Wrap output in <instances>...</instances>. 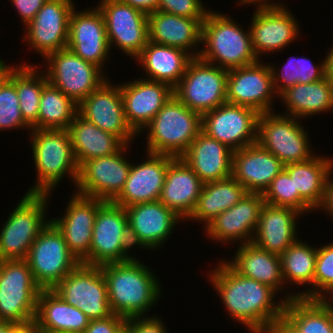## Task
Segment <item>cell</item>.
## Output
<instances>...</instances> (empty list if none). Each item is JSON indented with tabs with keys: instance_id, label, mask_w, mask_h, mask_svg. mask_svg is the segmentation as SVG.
I'll return each instance as SVG.
<instances>
[{
	"instance_id": "obj_53",
	"label": "cell",
	"mask_w": 333,
	"mask_h": 333,
	"mask_svg": "<svg viewBox=\"0 0 333 333\" xmlns=\"http://www.w3.org/2000/svg\"><path fill=\"white\" fill-rule=\"evenodd\" d=\"M333 170L330 173L328 183L326 186V194L322 206L319 208V211H323L326 215L328 214L333 219Z\"/></svg>"
},
{
	"instance_id": "obj_61",
	"label": "cell",
	"mask_w": 333,
	"mask_h": 333,
	"mask_svg": "<svg viewBox=\"0 0 333 333\" xmlns=\"http://www.w3.org/2000/svg\"><path fill=\"white\" fill-rule=\"evenodd\" d=\"M14 333H25V326L19 327Z\"/></svg>"
},
{
	"instance_id": "obj_26",
	"label": "cell",
	"mask_w": 333,
	"mask_h": 333,
	"mask_svg": "<svg viewBox=\"0 0 333 333\" xmlns=\"http://www.w3.org/2000/svg\"><path fill=\"white\" fill-rule=\"evenodd\" d=\"M145 154L141 162L132 163L125 186L113 201L115 204L126 208L160 199L167 167L175 157L149 152Z\"/></svg>"
},
{
	"instance_id": "obj_44",
	"label": "cell",
	"mask_w": 333,
	"mask_h": 333,
	"mask_svg": "<svg viewBox=\"0 0 333 333\" xmlns=\"http://www.w3.org/2000/svg\"><path fill=\"white\" fill-rule=\"evenodd\" d=\"M263 198L265 204L276 207H289L297 210L303 215L314 210L294 192L293 179L283 169L271 182L270 186L264 191Z\"/></svg>"
},
{
	"instance_id": "obj_38",
	"label": "cell",
	"mask_w": 333,
	"mask_h": 333,
	"mask_svg": "<svg viewBox=\"0 0 333 333\" xmlns=\"http://www.w3.org/2000/svg\"><path fill=\"white\" fill-rule=\"evenodd\" d=\"M248 191L234 178L203 184L195 209L186 221L203 224V230L219 214L237 204Z\"/></svg>"
},
{
	"instance_id": "obj_46",
	"label": "cell",
	"mask_w": 333,
	"mask_h": 333,
	"mask_svg": "<svg viewBox=\"0 0 333 333\" xmlns=\"http://www.w3.org/2000/svg\"><path fill=\"white\" fill-rule=\"evenodd\" d=\"M333 284V242L317 246L314 275V299Z\"/></svg>"
},
{
	"instance_id": "obj_4",
	"label": "cell",
	"mask_w": 333,
	"mask_h": 333,
	"mask_svg": "<svg viewBox=\"0 0 333 333\" xmlns=\"http://www.w3.org/2000/svg\"><path fill=\"white\" fill-rule=\"evenodd\" d=\"M201 46L198 57L222 69L231 70L258 61L249 27L243 29L232 16L219 11L207 12L202 22Z\"/></svg>"
},
{
	"instance_id": "obj_31",
	"label": "cell",
	"mask_w": 333,
	"mask_h": 333,
	"mask_svg": "<svg viewBox=\"0 0 333 333\" xmlns=\"http://www.w3.org/2000/svg\"><path fill=\"white\" fill-rule=\"evenodd\" d=\"M232 154L225 144L200 132L181 156L203 183L232 176Z\"/></svg>"
},
{
	"instance_id": "obj_6",
	"label": "cell",
	"mask_w": 333,
	"mask_h": 333,
	"mask_svg": "<svg viewBox=\"0 0 333 333\" xmlns=\"http://www.w3.org/2000/svg\"><path fill=\"white\" fill-rule=\"evenodd\" d=\"M52 194L25 193L0 228V260H25L32 243L49 223Z\"/></svg>"
},
{
	"instance_id": "obj_1",
	"label": "cell",
	"mask_w": 333,
	"mask_h": 333,
	"mask_svg": "<svg viewBox=\"0 0 333 333\" xmlns=\"http://www.w3.org/2000/svg\"><path fill=\"white\" fill-rule=\"evenodd\" d=\"M207 275L228 316L250 333H266L284 314L285 300L270 286L239 274L222 259Z\"/></svg>"
},
{
	"instance_id": "obj_43",
	"label": "cell",
	"mask_w": 333,
	"mask_h": 333,
	"mask_svg": "<svg viewBox=\"0 0 333 333\" xmlns=\"http://www.w3.org/2000/svg\"><path fill=\"white\" fill-rule=\"evenodd\" d=\"M284 315L301 333H333V312L316 299L296 297L286 301Z\"/></svg>"
},
{
	"instance_id": "obj_55",
	"label": "cell",
	"mask_w": 333,
	"mask_h": 333,
	"mask_svg": "<svg viewBox=\"0 0 333 333\" xmlns=\"http://www.w3.org/2000/svg\"><path fill=\"white\" fill-rule=\"evenodd\" d=\"M316 300L325 308L333 312V284L327 287Z\"/></svg>"
},
{
	"instance_id": "obj_14",
	"label": "cell",
	"mask_w": 333,
	"mask_h": 333,
	"mask_svg": "<svg viewBox=\"0 0 333 333\" xmlns=\"http://www.w3.org/2000/svg\"><path fill=\"white\" fill-rule=\"evenodd\" d=\"M96 6L105 20L110 51L117 48L134 60L149 41L148 14L121 0H100Z\"/></svg>"
},
{
	"instance_id": "obj_39",
	"label": "cell",
	"mask_w": 333,
	"mask_h": 333,
	"mask_svg": "<svg viewBox=\"0 0 333 333\" xmlns=\"http://www.w3.org/2000/svg\"><path fill=\"white\" fill-rule=\"evenodd\" d=\"M317 245H309L300 238L280 255L282 276L285 287L307 285V289L297 292V297L314 299V275ZM311 286V287H310Z\"/></svg>"
},
{
	"instance_id": "obj_25",
	"label": "cell",
	"mask_w": 333,
	"mask_h": 333,
	"mask_svg": "<svg viewBox=\"0 0 333 333\" xmlns=\"http://www.w3.org/2000/svg\"><path fill=\"white\" fill-rule=\"evenodd\" d=\"M125 119L138 135L173 96V89L158 81L142 77L120 84Z\"/></svg>"
},
{
	"instance_id": "obj_15",
	"label": "cell",
	"mask_w": 333,
	"mask_h": 333,
	"mask_svg": "<svg viewBox=\"0 0 333 333\" xmlns=\"http://www.w3.org/2000/svg\"><path fill=\"white\" fill-rule=\"evenodd\" d=\"M130 146L132 144H126L115 154L86 161L79 168V177L73 192L113 202L122 192L132 165L127 159Z\"/></svg>"
},
{
	"instance_id": "obj_21",
	"label": "cell",
	"mask_w": 333,
	"mask_h": 333,
	"mask_svg": "<svg viewBox=\"0 0 333 333\" xmlns=\"http://www.w3.org/2000/svg\"><path fill=\"white\" fill-rule=\"evenodd\" d=\"M109 79L78 104V114L100 129L119 136L126 144H132L139 136L126 122L120 85L112 84Z\"/></svg>"
},
{
	"instance_id": "obj_17",
	"label": "cell",
	"mask_w": 333,
	"mask_h": 333,
	"mask_svg": "<svg viewBox=\"0 0 333 333\" xmlns=\"http://www.w3.org/2000/svg\"><path fill=\"white\" fill-rule=\"evenodd\" d=\"M259 116L254 109L226 102L202 115L201 131L233 151L240 150L257 143Z\"/></svg>"
},
{
	"instance_id": "obj_54",
	"label": "cell",
	"mask_w": 333,
	"mask_h": 333,
	"mask_svg": "<svg viewBox=\"0 0 333 333\" xmlns=\"http://www.w3.org/2000/svg\"><path fill=\"white\" fill-rule=\"evenodd\" d=\"M121 1L149 14L157 10L160 0H121Z\"/></svg>"
},
{
	"instance_id": "obj_37",
	"label": "cell",
	"mask_w": 333,
	"mask_h": 333,
	"mask_svg": "<svg viewBox=\"0 0 333 333\" xmlns=\"http://www.w3.org/2000/svg\"><path fill=\"white\" fill-rule=\"evenodd\" d=\"M278 99L286 108L283 115L305 120L315 114L318 116L333 111V84L327 76L315 82L297 83Z\"/></svg>"
},
{
	"instance_id": "obj_41",
	"label": "cell",
	"mask_w": 333,
	"mask_h": 333,
	"mask_svg": "<svg viewBox=\"0 0 333 333\" xmlns=\"http://www.w3.org/2000/svg\"><path fill=\"white\" fill-rule=\"evenodd\" d=\"M78 114V104L49 82L43 87L39 114L32 129L67 130Z\"/></svg>"
},
{
	"instance_id": "obj_16",
	"label": "cell",
	"mask_w": 333,
	"mask_h": 333,
	"mask_svg": "<svg viewBox=\"0 0 333 333\" xmlns=\"http://www.w3.org/2000/svg\"><path fill=\"white\" fill-rule=\"evenodd\" d=\"M74 0H47L36 16L25 25L23 42L44 60L50 53L67 47Z\"/></svg>"
},
{
	"instance_id": "obj_7",
	"label": "cell",
	"mask_w": 333,
	"mask_h": 333,
	"mask_svg": "<svg viewBox=\"0 0 333 333\" xmlns=\"http://www.w3.org/2000/svg\"><path fill=\"white\" fill-rule=\"evenodd\" d=\"M41 287L25 260H0V319L34 324Z\"/></svg>"
},
{
	"instance_id": "obj_28",
	"label": "cell",
	"mask_w": 333,
	"mask_h": 333,
	"mask_svg": "<svg viewBox=\"0 0 333 333\" xmlns=\"http://www.w3.org/2000/svg\"><path fill=\"white\" fill-rule=\"evenodd\" d=\"M283 169L284 164L258 143L232 154V177L248 192L263 194Z\"/></svg>"
},
{
	"instance_id": "obj_9",
	"label": "cell",
	"mask_w": 333,
	"mask_h": 333,
	"mask_svg": "<svg viewBox=\"0 0 333 333\" xmlns=\"http://www.w3.org/2000/svg\"><path fill=\"white\" fill-rule=\"evenodd\" d=\"M132 248L126 209L105 201L98 208L93 227L90 266L130 260L135 257L130 253Z\"/></svg>"
},
{
	"instance_id": "obj_2",
	"label": "cell",
	"mask_w": 333,
	"mask_h": 333,
	"mask_svg": "<svg viewBox=\"0 0 333 333\" xmlns=\"http://www.w3.org/2000/svg\"><path fill=\"white\" fill-rule=\"evenodd\" d=\"M113 314L125 319L147 315L161 300L162 284L150 266L134 257L101 265ZM156 275V276H155Z\"/></svg>"
},
{
	"instance_id": "obj_19",
	"label": "cell",
	"mask_w": 333,
	"mask_h": 333,
	"mask_svg": "<svg viewBox=\"0 0 333 333\" xmlns=\"http://www.w3.org/2000/svg\"><path fill=\"white\" fill-rule=\"evenodd\" d=\"M125 209L133 248L153 253L171 239L175 226L183 221L159 200L135 204Z\"/></svg>"
},
{
	"instance_id": "obj_8",
	"label": "cell",
	"mask_w": 333,
	"mask_h": 333,
	"mask_svg": "<svg viewBox=\"0 0 333 333\" xmlns=\"http://www.w3.org/2000/svg\"><path fill=\"white\" fill-rule=\"evenodd\" d=\"M307 128L299 118L266 112L258 118L257 143L284 165L307 161L316 153Z\"/></svg>"
},
{
	"instance_id": "obj_5",
	"label": "cell",
	"mask_w": 333,
	"mask_h": 333,
	"mask_svg": "<svg viewBox=\"0 0 333 333\" xmlns=\"http://www.w3.org/2000/svg\"><path fill=\"white\" fill-rule=\"evenodd\" d=\"M202 116L174 94L141 131L146 132V152L181 157L201 132Z\"/></svg>"
},
{
	"instance_id": "obj_50",
	"label": "cell",
	"mask_w": 333,
	"mask_h": 333,
	"mask_svg": "<svg viewBox=\"0 0 333 333\" xmlns=\"http://www.w3.org/2000/svg\"><path fill=\"white\" fill-rule=\"evenodd\" d=\"M22 20V25H27L35 16L38 10L47 0H9Z\"/></svg>"
},
{
	"instance_id": "obj_20",
	"label": "cell",
	"mask_w": 333,
	"mask_h": 333,
	"mask_svg": "<svg viewBox=\"0 0 333 333\" xmlns=\"http://www.w3.org/2000/svg\"><path fill=\"white\" fill-rule=\"evenodd\" d=\"M64 215L50 221L58 228L70 252L85 265H90V247L98 208L105 202L73 193Z\"/></svg>"
},
{
	"instance_id": "obj_60",
	"label": "cell",
	"mask_w": 333,
	"mask_h": 333,
	"mask_svg": "<svg viewBox=\"0 0 333 333\" xmlns=\"http://www.w3.org/2000/svg\"><path fill=\"white\" fill-rule=\"evenodd\" d=\"M115 333H132L130 325L125 321Z\"/></svg>"
},
{
	"instance_id": "obj_49",
	"label": "cell",
	"mask_w": 333,
	"mask_h": 333,
	"mask_svg": "<svg viewBox=\"0 0 333 333\" xmlns=\"http://www.w3.org/2000/svg\"><path fill=\"white\" fill-rule=\"evenodd\" d=\"M125 321V318L116 314L102 319L90 320L84 333H115Z\"/></svg>"
},
{
	"instance_id": "obj_3",
	"label": "cell",
	"mask_w": 333,
	"mask_h": 333,
	"mask_svg": "<svg viewBox=\"0 0 333 333\" xmlns=\"http://www.w3.org/2000/svg\"><path fill=\"white\" fill-rule=\"evenodd\" d=\"M28 136L37 178L26 193L52 194L64 177L76 187L79 166L68 131L32 129Z\"/></svg>"
},
{
	"instance_id": "obj_13",
	"label": "cell",
	"mask_w": 333,
	"mask_h": 333,
	"mask_svg": "<svg viewBox=\"0 0 333 333\" xmlns=\"http://www.w3.org/2000/svg\"><path fill=\"white\" fill-rule=\"evenodd\" d=\"M52 290L67 304L81 310L90 320L106 318L113 314L101 266L80 263Z\"/></svg>"
},
{
	"instance_id": "obj_23",
	"label": "cell",
	"mask_w": 333,
	"mask_h": 333,
	"mask_svg": "<svg viewBox=\"0 0 333 333\" xmlns=\"http://www.w3.org/2000/svg\"><path fill=\"white\" fill-rule=\"evenodd\" d=\"M76 9L70 16L67 47L105 73V63L109 61L111 51L103 14L97 6L82 11Z\"/></svg>"
},
{
	"instance_id": "obj_32",
	"label": "cell",
	"mask_w": 333,
	"mask_h": 333,
	"mask_svg": "<svg viewBox=\"0 0 333 333\" xmlns=\"http://www.w3.org/2000/svg\"><path fill=\"white\" fill-rule=\"evenodd\" d=\"M203 182L181 157L167 167L159 201L186 221L195 209Z\"/></svg>"
},
{
	"instance_id": "obj_48",
	"label": "cell",
	"mask_w": 333,
	"mask_h": 333,
	"mask_svg": "<svg viewBox=\"0 0 333 333\" xmlns=\"http://www.w3.org/2000/svg\"><path fill=\"white\" fill-rule=\"evenodd\" d=\"M132 333H168V329L161 317L143 316L126 319Z\"/></svg>"
},
{
	"instance_id": "obj_45",
	"label": "cell",
	"mask_w": 333,
	"mask_h": 333,
	"mask_svg": "<svg viewBox=\"0 0 333 333\" xmlns=\"http://www.w3.org/2000/svg\"><path fill=\"white\" fill-rule=\"evenodd\" d=\"M21 128L29 132L32 130L21 114L16 87L8 80L0 90V131Z\"/></svg>"
},
{
	"instance_id": "obj_57",
	"label": "cell",
	"mask_w": 333,
	"mask_h": 333,
	"mask_svg": "<svg viewBox=\"0 0 333 333\" xmlns=\"http://www.w3.org/2000/svg\"><path fill=\"white\" fill-rule=\"evenodd\" d=\"M328 50L329 51L326 52V73L328 79L333 84V45Z\"/></svg>"
},
{
	"instance_id": "obj_29",
	"label": "cell",
	"mask_w": 333,
	"mask_h": 333,
	"mask_svg": "<svg viewBox=\"0 0 333 333\" xmlns=\"http://www.w3.org/2000/svg\"><path fill=\"white\" fill-rule=\"evenodd\" d=\"M300 216L303 214L293 208L264 204L252 242L259 248L281 255L299 239L297 224Z\"/></svg>"
},
{
	"instance_id": "obj_27",
	"label": "cell",
	"mask_w": 333,
	"mask_h": 333,
	"mask_svg": "<svg viewBox=\"0 0 333 333\" xmlns=\"http://www.w3.org/2000/svg\"><path fill=\"white\" fill-rule=\"evenodd\" d=\"M234 252L231 260H225L239 274L270 286L278 294L285 291L286 295L279 296L285 301L297 297L295 288L290 291L285 288L280 255L259 248L253 242L239 244Z\"/></svg>"
},
{
	"instance_id": "obj_40",
	"label": "cell",
	"mask_w": 333,
	"mask_h": 333,
	"mask_svg": "<svg viewBox=\"0 0 333 333\" xmlns=\"http://www.w3.org/2000/svg\"><path fill=\"white\" fill-rule=\"evenodd\" d=\"M37 65L20 62L9 79L16 87L21 114L30 126L38 119L41 92L48 83L47 76L41 69L43 65Z\"/></svg>"
},
{
	"instance_id": "obj_12",
	"label": "cell",
	"mask_w": 333,
	"mask_h": 333,
	"mask_svg": "<svg viewBox=\"0 0 333 333\" xmlns=\"http://www.w3.org/2000/svg\"><path fill=\"white\" fill-rule=\"evenodd\" d=\"M48 82L77 104L108 79L99 67L76 55L68 47L50 53L43 61Z\"/></svg>"
},
{
	"instance_id": "obj_22",
	"label": "cell",
	"mask_w": 333,
	"mask_h": 333,
	"mask_svg": "<svg viewBox=\"0 0 333 333\" xmlns=\"http://www.w3.org/2000/svg\"><path fill=\"white\" fill-rule=\"evenodd\" d=\"M264 204L262 193L248 192L237 204L213 219L203 234L217 244L252 242Z\"/></svg>"
},
{
	"instance_id": "obj_18",
	"label": "cell",
	"mask_w": 333,
	"mask_h": 333,
	"mask_svg": "<svg viewBox=\"0 0 333 333\" xmlns=\"http://www.w3.org/2000/svg\"><path fill=\"white\" fill-rule=\"evenodd\" d=\"M276 94L269 66L257 62L240 68L228 70L226 100L227 103L245 106L263 114L273 112Z\"/></svg>"
},
{
	"instance_id": "obj_58",
	"label": "cell",
	"mask_w": 333,
	"mask_h": 333,
	"mask_svg": "<svg viewBox=\"0 0 333 333\" xmlns=\"http://www.w3.org/2000/svg\"><path fill=\"white\" fill-rule=\"evenodd\" d=\"M20 326L0 319V333H14Z\"/></svg>"
},
{
	"instance_id": "obj_10",
	"label": "cell",
	"mask_w": 333,
	"mask_h": 333,
	"mask_svg": "<svg viewBox=\"0 0 333 333\" xmlns=\"http://www.w3.org/2000/svg\"><path fill=\"white\" fill-rule=\"evenodd\" d=\"M228 70L193 57L173 94L201 116L227 102Z\"/></svg>"
},
{
	"instance_id": "obj_47",
	"label": "cell",
	"mask_w": 333,
	"mask_h": 333,
	"mask_svg": "<svg viewBox=\"0 0 333 333\" xmlns=\"http://www.w3.org/2000/svg\"><path fill=\"white\" fill-rule=\"evenodd\" d=\"M202 2V0H160L157 11L203 22L210 8L206 9Z\"/></svg>"
},
{
	"instance_id": "obj_35",
	"label": "cell",
	"mask_w": 333,
	"mask_h": 333,
	"mask_svg": "<svg viewBox=\"0 0 333 333\" xmlns=\"http://www.w3.org/2000/svg\"><path fill=\"white\" fill-rule=\"evenodd\" d=\"M90 319L67 304L52 289H42L37 299L34 324L45 332L84 333Z\"/></svg>"
},
{
	"instance_id": "obj_59",
	"label": "cell",
	"mask_w": 333,
	"mask_h": 333,
	"mask_svg": "<svg viewBox=\"0 0 333 333\" xmlns=\"http://www.w3.org/2000/svg\"><path fill=\"white\" fill-rule=\"evenodd\" d=\"M25 333H47L39 329L35 324L25 326Z\"/></svg>"
},
{
	"instance_id": "obj_36",
	"label": "cell",
	"mask_w": 333,
	"mask_h": 333,
	"mask_svg": "<svg viewBox=\"0 0 333 333\" xmlns=\"http://www.w3.org/2000/svg\"><path fill=\"white\" fill-rule=\"evenodd\" d=\"M79 168L88 160L120 151L126 143L77 114L67 129Z\"/></svg>"
},
{
	"instance_id": "obj_11",
	"label": "cell",
	"mask_w": 333,
	"mask_h": 333,
	"mask_svg": "<svg viewBox=\"0 0 333 333\" xmlns=\"http://www.w3.org/2000/svg\"><path fill=\"white\" fill-rule=\"evenodd\" d=\"M25 261L41 289H53L80 264L51 221L32 243Z\"/></svg>"
},
{
	"instance_id": "obj_51",
	"label": "cell",
	"mask_w": 333,
	"mask_h": 333,
	"mask_svg": "<svg viewBox=\"0 0 333 333\" xmlns=\"http://www.w3.org/2000/svg\"><path fill=\"white\" fill-rule=\"evenodd\" d=\"M266 333H301L299 329L283 314L271 324Z\"/></svg>"
},
{
	"instance_id": "obj_56",
	"label": "cell",
	"mask_w": 333,
	"mask_h": 333,
	"mask_svg": "<svg viewBox=\"0 0 333 333\" xmlns=\"http://www.w3.org/2000/svg\"><path fill=\"white\" fill-rule=\"evenodd\" d=\"M19 65H9L2 58L0 59V90L4 86V84L10 79L12 72Z\"/></svg>"
},
{
	"instance_id": "obj_33",
	"label": "cell",
	"mask_w": 333,
	"mask_h": 333,
	"mask_svg": "<svg viewBox=\"0 0 333 333\" xmlns=\"http://www.w3.org/2000/svg\"><path fill=\"white\" fill-rule=\"evenodd\" d=\"M192 58L188 52L180 48L148 41L134 60L145 72V79L165 83L174 89Z\"/></svg>"
},
{
	"instance_id": "obj_42",
	"label": "cell",
	"mask_w": 333,
	"mask_h": 333,
	"mask_svg": "<svg viewBox=\"0 0 333 333\" xmlns=\"http://www.w3.org/2000/svg\"><path fill=\"white\" fill-rule=\"evenodd\" d=\"M318 64H314L308 57L290 56L284 63L282 68L267 63L272 76L273 88L278 96H280L288 88L297 83H310L319 81L327 76L326 73V56H324Z\"/></svg>"
},
{
	"instance_id": "obj_24",
	"label": "cell",
	"mask_w": 333,
	"mask_h": 333,
	"mask_svg": "<svg viewBox=\"0 0 333 333\" xmlns=\"http://www.w3.org/2000/svg\"><path fill=\"white\" fill-rule=\"evenodd\" d=\"M252 13L249 31L252 48L258 60H262L263 55L283 51L299 38L300 23L287 7L254 10Z\"/></svg>"
},
{
	"instance_id": "obj_62",
	"label": "cell",
	"mask_w": 333,
	"mask_h": 333,
	"mask_svg": "<svg viewBox=\"0 0 333 333\" xmlns=\"http://www.w3.org/2000/svg\"><path fill=\"white\" fill-rule=\"evenodd\" d=\"M47 333H64V332H47Z\"/></svg>"
},
{
	"instance_id": "obj_30",
	"label": "cell",
	"mask_w": 333,
	"mask_h": 333,
	"mask_svg": "<svg viewBox=\"0 0 333 333\" xmlns=\"http://www.w3.org/2000/svg\"><path fill=\"white\" fill-rule=\"evenodd\" d=\"M149 41L177 47L198 57L201 50L202 22L178 15L154 11L148 14Z\"/></svg>"
},
{
	"instance_id": "obj_52",
	"label": "cell",
	"mask_w": 333,
	"mask_h": 333,
	"mask_svg": "<svg viewBox=\"0 0 333 333\" xmlns=\"http://www.w3.org/2000/svg\"><path fill=\"white\" fill-rule=\"evenodd\" d=\"M238 4L242 7H247L250 5H255L256 10H268V9H281L288 7L286 4H283L281 1L275 2L274 0H237ZM275 2V3H274ZM247 5V6H246Z\"/></svg>"
},
{
	"instance_id": "obj_34",
	"label": "cell",
	"mask_w": 333,
	"mask_h": 333,
	"mask_svg": "<svg viewBox=\"0 0 333 333\" xmlns=\"http://www.w3.org/2000/svg\"><path fill=\"white\" fill-rule=\"evenodd\" d=\"M284 170L293 179L294 192L315 211L322 206L326 186L333 170V157L314 155L307 161L284 165Z\"/></svg>"
}]
</instances>
